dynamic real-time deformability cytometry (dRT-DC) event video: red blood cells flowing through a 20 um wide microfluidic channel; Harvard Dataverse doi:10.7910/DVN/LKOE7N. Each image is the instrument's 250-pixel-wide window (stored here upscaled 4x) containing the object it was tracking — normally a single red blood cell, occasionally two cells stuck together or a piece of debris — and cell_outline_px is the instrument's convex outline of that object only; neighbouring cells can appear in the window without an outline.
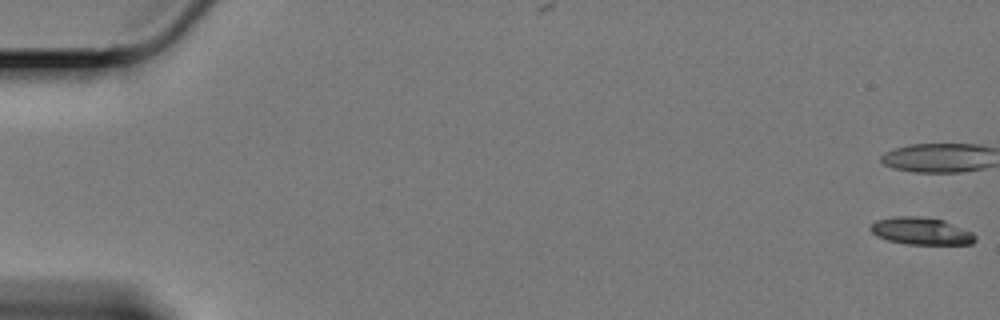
{"species": "Egyptian fruit bat (a non-hibernating species)", "species_latin": "Rousettus aegyptiacus", "temperature_condition": "cold", "stored_images_in_passage": 9, "camera_frame_rate_fps": 3000, "um_per_image_px": 0.085, "animal": {"sex": "female"}, "frame": {"image": 1, "passage_image": 1, "time_ms": 0.0, "image_size_px": [1000, 320], "cell_outline_px": [[976, 240], [972, 244], [904, 244], [888, 240], [876, 236], [868, 228], [876, 220], [892, 216], [916, 216], [944, 220], [972, 232], [976, 236]], "centroid_in_image_um": [78.28, 19.64], "position_along_channel_um": 6.7, "area_um2": 16.7}}